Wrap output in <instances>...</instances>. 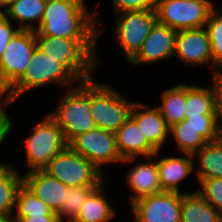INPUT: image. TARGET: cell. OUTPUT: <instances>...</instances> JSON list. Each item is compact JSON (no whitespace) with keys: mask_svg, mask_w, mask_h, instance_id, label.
I'll return each instance as SVG.
<instances>
[{"mask_svg":"<svg viewBox=\"0 0 222 222\" xmlns=\"http://www.w3.org/2000/svg\"><path fill=\"white\" fill-rule=\"evenodd\" d=\"M96 13L86 10L84 0H47L42 21L34 32L51 37L97 39L101 30L95 27Z\"/></svg>","mask_w":222,"mask_h":222,"instance_id":"cell-1","label":"cell"},{"mask_svg":"<svg viewBox=\"0 0 222 222\" xmlns=\"http://www.w3.org/2000/svg\"><path fill=\"white\" fill-rule=\"evenodd\" d=\"M36 46L52 59L58 60L79 82L89 80L96 69L97 39L51 37L35 32Z\"/></svg>","mask_w":222,"mask_h":222,"instance_id":"cell-2","label":"cell"},{"mask_svg":"<svg viewBox=\"0 0 222 222\" xmlns=\"http://www.w3.org/2000/svg\"><path fill=\"white\" fill-rule=\"evenodd\" d=\"M77 85L69 88L57 109L48 114L62 130L67 144L75 137L96 128L90 113L91 79L78 82Z\"/></svg>","mask_w":222,"mask_h":222,"instance_id":"cell-3","label":"cell"},{"mask_svg":"<svg viewBox=\"0 0 222 222\" xmlns=\"http://www.w3.org/2000/svg\"><path fill=\"white\" fill-rule=\"evenodd\" d=\"M78 80L56 59H52L38 47L34 49L31 61L24 75L8 90L13 99L32 88H38L48 83H58L65 88Z\"/></svg>","mask_w":222,"mask_h":222,"instance_id":"cell-4","label":"cell"},{"mask_svg":"<svg viewBox=\"0 0 222 222\" xmlns=\"http://www.w3.org/2000/svg\"><path fill=\"white\" fill-rule=\"evenodd\" d=\"M120 96L107 84H97L91 78V107L96 128L116 133L130 117L134 102Z\"/></svg>","mask_w":222,"mask_h":222,"instance_id":"cell-5","label":"cell"},{"mask_svg":"<svg viewBox=\"0 0 222 222\" xmlns=\"http://www.w3.org/2000/svg\"><path fill=\"white\" fill-rule=\"evenodd\" d=\"M43 170L67 187L100 186L105 179L102 171L69 146L54 156Z\"/></svg>","mask_w":222,"mask_h":222,"instance_id":"cell-6","label":"cell"},{"mask_svg":"<svg viewBox=\"0 0 222 222\" xmlns=\"http://www.w3.org/2000/svg\"><path fill=\"white\" fill-rule=\"evenodd\" d=\"M215 9L210 0H157V22L179 31L205 27Z\"/></svg>","mask_w":222,"mask_h":222,"instance_id":"cell-7","label":"cell"},{"mask_svg":"<svg viewBox=\"0 0 222 222\" xmlns=\"http://www.w3.org/2000/svg\"><path fill=\"white\" fill-rule=\"evenodd\" d=\"M68 146L62 130L46 115L33 127L26 139V165L31 170L43 169L59 152Z\"/></svg>","mask_w":222,"mask_h":222,"instance_id":"cell-8","label":"cell"},{"mask_svg":"<svg viewBox=\"0 0 222 222\" xmlns=\"http://www.w3.org/2000/svg\"><path fill=\"white\" fill-rule=\"evenodd\" d=\"M36 47L33 30L14 35L0 58V88L9 90L24 75Z\"/></svg>","mask_w":222,"mask_h":222,"instance_id":"cell-9","label":"cell"},{"mask_svg":"<svg viewBox=\"0 0 222 222\" xmlns=\"http://www.w3.org/2000/svg\"><path fill=\"white\" fill-rule=\"evenodd\" d=\"M157 22L155 10L122 12L118 14L115 36L129 62L141 49Z\"/></svg>","mask_w":222,"mask_h":222,"instance_id":"cell-10","label":"cell"},{"mask_svg":"<svg viewBox=\"0 0 222 222\" xmlns=\"http://www.w3.org/2000/svg\"><path fill=\"white\" fill-rule=\"evenodd\" d=\"M68 146L100 171L104 164H116L123 161L116 146L115 133L100 128L75 137Z\"/></svg>","mask_w":222,"mask_h":222,"instance_id":"cell-11","label":"cell"},{"mask_svg":"<svg viewBox=\"0 0 222 222\" xmlns=\"http://www.w3.org/2000/svg\"><path fill=\"white\" fill-rule=\"evenodd\" d=\"M130 206L134 222H181L182 193L164 191L142 197Z\"/></svg>","mask_w":222,"mask_h":222,"instance_id":"cell-12","label":"cell"},{"mask_svg":"<svg viewBox=\"0 0 222 222\" xmlns=\"http://www.w3.org/2000/svg\"><path fill=\"white\" fill-rule=\"evenodd\" d=\"M174 55L184 65L210 64L213 67L211 44L207 30L202 28L177 31Z\"/></svg>","mask_w":222,"mask_h":222,"instance_id":"cell-13","label":"cell"},{"mask_svg":"<svg viewBox=\"0 0 222 222\" xmlns=\"http://www.w3.org/2000/svg\"><path fill=\"white\" fill-rule=\"evenodd\" d=\"M177 31L156 22L138 53L129 61L131 65L158 62L174 56Z\"/></svg>","mask_w":222,"mask_h":222,"instance_id":"cell-14","label":"cell"},{"mask_svg":"<svg viewBox=\"0 0 222 222\" xmlns=\"http://www.w3.org/2000/svg\"><path fill=\"white\" fill-rule=\"evenodd\" d=\"M22 184L55 213L63 206L68 187L43 169L28 171L22 176Z\"/></svg>","mask_w":222,"mask_h":222,"instance_id":"cell-15","label":"cell"},{"mask_svg":"<svg viewBox=\"0 0 222 222\" xmlns=\"http://www.w3.org/2000/svg\"><path fill=\"white\" fill-rule=\"evenodd\" d=\"M116 146L122 158L121 163H129L140 155L149 157L157 150L147 141L136 121L130 116L115 133Z\"/></svg>","mask_w":222,"mask_h":222,"instance_id":"cell-16","label":"cell"},{"mask_svg":"<svg viewBox=\"0 0 222 222\" xmlns=\"http://www.w3.org/2000/svg\"><path fill=\"white\" fill-rule=\"evenodd\" d=\"M130 116L136 121L147 141L160 151L167 139L169 127L157 107L150 108L148 105L134 102Z\"/></svg>","mask_w":222,"mask_h":222,"instance_id":"cell-17","label":"cell"},{"mask_svg":"<svg viewBox=\"0 0 222 222\" xmlns=\"http://www.w3.org/2000/svg\"><path fill=\"white\" fill-rule=\"evenodd\" d=\"M212 80V88L186 84L185 119L201 114H221L219 78L213 77Z\"/></svg>","mask_w":222,"mask_h":222,"instance_id":"cell-18","label":"cell"},{"mask_svg":"<svg viewBox=\"0 0 222 222\" xmlns=\"http://www.w3.org/2000/svg\"><path fill=\"white\" fill-rule=\"evenodd\" d=\"M160 151L154 155L147 157L149 162L139 163L135 165L127 174V184L134 194L130 196L131 204L146 196L159 194L164 192L158 174L156 160L153 161L154 156H157Z\"/></svg>","mask_w":222,"mask_h":222,"instance_id":"cell-19","label":"cell"},{"mask_svg":"<svg viewBox=\"0 0 222 222\" xmlns=\"http://www.w3.org/2000/svg\"><path fill=\"white\" fill-rule=\"evenodd\" d=\"M186 157H164L156 161L163 191L180 192L179 183L194 170V156L183 153Z\"/></svg>","mask_w":222,"mask_h":222,"instance_id":"cell-20","label":"cell"},{"mask_svg":"<svg viewBox=\"0 0 222 222\" xmlns=\"http://www.w3.org/2000/svg\"><path fill=\"white\" fill-rule=\"evenodd\" d=\"M181 222H222V213L207 202L197 190L182 193Z\"/></svg>","mask_w":222,"mask_h":222,"instance_id":"cell-21","label":"cell"},{"mask_svg":"<svg viewBox=\"0 0 222 222\" xmlns=\"http://www.w3.org/2000/svg\"><path fill=\"white\" fill-rule=\"evenodd\" d=\"M102 185L87 196L73 222H109L113 219L116 212L105 198L106 190Z\"/></svg>","mask_w":222,"mask_h":222,"instance_id":"cell-22","label":"cell"},{"mask_svg":"<svg viewBox=\"0 0 222 222\" xmlns=\"http://www.w3.org/2000/svg\"><path fill=\"white\" fill-rule=\"evenodd\" d=\"M47 0H16L5 11L4 15L9 20H15L20 30L35 31L34 22L38 21L40 25Z\"/></svg>","mask_w":222,"mask_h":222,"instance_id":"cell-23","label":"cell"},{"mask_svg":"<svg viewBox=\"0 0 222 222\" xmlns=\"http://www.w3.org/2000/svg\"><path fill=\"white\" fill-rule=\"evenodd\" d=\"M160 110L168 127L180 123L185 119L186 112V83H181L164 90L162 93Z\"/></svg>","mask_w":222,"mask_h":222,"instance_id":"cell-24","label":"cell"},{"mask_svg":"<svg viewBox=\"0 0 222 222\" xmlns=\"http://www.w3.org/2000/svg\"><path fill=\"white\" fill-rule=\"evenodd\" d=\"M194 157H198V181L208 178H222V137L214 142L206 143Z\"/></svg>","mask_w":222,"mask_h":222,"instance_id":"cell-25","label":"cell"},{"mask_svg":"<svg viewBox=\"0 0 222 222\" xmlns=\"http://www.w3.org/2000/svg\"><path fill=\"white\" fill-rule=\"evenodd\" d=\"M18 174L11 164H0V215H13L16 193L22 185Z\"/></svg>","mask_w":222,"mask_h":222,"instance_id":"cell-26","label":"cell"},{"mask_svg":"<svg viewBox=\"0 0 222 222\" xmlns=\"http://www.w3.org/2000/svg\"><path fill=\"white\" fill-rule=\"evenodd\" d=\"M15 218H26L29 216H57L47 204L36 197L23 184L16 193Z\"/></svg>","mask_w":222,"mask_h":222,"instance_id":"cell-27","label":"cell"},{"mask_svg":"<svg viewBox=\"0 0 222 222\" xmlns=\"http://www.w3.org/2000/svg\"><path fill=\"white\" fill-rule=\"evenodd\" d=\"M169 135L173 136L177 144L176 146L181 153L194 155L208 143L196 129L188 125L186 120L170 126Z\"/></svg>","mask_w":222,"mask_h":222,"instance_id":"cell-28","label":"cell"},{"mask_svg":"<svg viewBox=\"0 0 222 222\" xmlns=\"http://www.w3.org/2000/svg\"><path fill=\"white\" fill-rule=\"evenodd\" d=\"M219 9L218 14H216V9H214L209 15V19L206 23V30L209 35L211 52L213 57V77H219L222 72L218 70L222 68V6ZM217 67V68H216Z\"/></svg>","mask_w":222,"mask_h":222,"instance_id":"cell-29","label":"cell"},{"mask_svg":"<svg viewBox=\"0 0 222 222\" xmlns=\"http://www.w3.org/2000/svg\"><path fill=\"white\" fill-rule=\"evenodd\" d=\"M99 186L68 187L63 206L57 213L60 222H73L79 214L80 208L87 196ZM66 218L64 221L63 218ZM68 218V219H67Z\"/></svg>","mask_w":222,"mask_h":222,"instance_id":"cell-30","label":"cell"},{"mask_svg":"<svg viewBox=\"0 0 222 222\" xmlns=\"http://www.w3.org/2000/svg\"><path fill=\"white\" fill-rule=\"evenodd\" d=\"M221 114H201L184 119L196 129L207 142H214L222 137Z\"/></svg>","mask_w":222,"mask_h":222,"instance_id":"cell-31","label":"cell"},{"mask_svg":"<svg viewBox=\"0 0 222 222\" xmlns=\"http://www.w3.org/2000/svg\"><path fill=\"white\" fill-rule=\"evenodd\" d=\"M200 183L199 194L222 213V178L203 179Z\"/></svg>","mask_w":222,"mask_h":222,"instance_id":"cell-32","label":"cell"},{"mask_svg":"<svg viewBox=\"0 0 222 222\" xmlns=\"http://www.w3.org/2000/svg\"><path fill=\"white\" fill-rule=\"evenodd\" d=\"M157 0H112L114 14L156 9Z\"/></svg>","mask_w":222,"mask_h":222,"instance_id":"cell-33","label":"cell"},{"mask_svg":"<svg viewBox=\"0 0 222 222\" xmlns=\"http://www.w3.org/2000/svg\"><path fill=\"white\" fill-rule=\"evenodd\" d=\"M1 97H4V99H2L4 101H1L2 104L0 103V144L3 143V140L6 138V136H8L13 126V122L4 108L5 106L8 107L11 105V103L15 102L8 90L3 88H0V98ZM3 105L4 107H2Z\"/></svg>","mask_w":222,"mask_h":222,"instance_id":"cell-34","label":"cell"},{"mask_svg":"<svg viewBox=\"0 0 222 222\" xmlns=\"http://www.w3.org/2000/svg\"><path fill=\"white\" fill-rule=\"evenodd\" d=\"M19 30V28L12 27V23L5 15L0 17V58L11 39Z\"/></svg>","mask_w":222,"mask_h":222,"instance_id":"cell-35","label":"cell"},{"mask_svg":"<svg viewBox=\"0 0 222 222\" xmlns=\"http://www.w3.org/2000/svg\"><path fill=\"white\" fill-rule=\"evenodd\" d=\"M17 222H60L58 216H29L26 218H15Z\"/></svg>","mask_w":222,"mask_h":222,"instance_id":"cell-36","label":"cell"},{"mask_svg":"<svg viewBox=\"0 0 222 222\" xmlns=\"http://www.w3.org/2000/svg\"><path fill=\"white\" fill-rule=\"evenodd\" d=\"M16 0H0V8L2 11H5L11 4ZM4 8V9H3Z\"/></svg>","mask_w":222,"mask_h":222,"instance_id":"cell-37","label":"cell"},{"mask_svg":"<svg viewBox=\"0 0 222 222\" xmlns=\"http://www.w3.org/2000/svg\"><path fill=\"white\" fill-rule=\"evenodd\" d=\"M0 222H17L12 215H0Z\"/></svg>","mask_w":222,"mask_h":222,"instance_id":"cell-38","label":"cell"},{"mask_svg":"<svg viewBox=\"0 0 222 222\" xmlns=\"http://www.w3.org/2000/svg\"><path fill=\"white\" fill-rule=\"evenodd\" d=\"M218 78H219L220 90H221V118H222V74Z\"/></svg>","mask_w":222,"mask_h":222,"instance_id":"cell-39","label":"cell"},{"mask_svg":"<svg viewBox=\"0 0 222 222\" xmlns=\"http://www.w3.org/2000/svg\"><path fill=\"white\" fill-rule=\"evenodd\" d=\"M3 15H4V11H2L0 8V17H2Z\"/></svg>","mask_w":222,"mask_h":222,"instance_id":"cell-40","label":"cell"}]
</instances>
